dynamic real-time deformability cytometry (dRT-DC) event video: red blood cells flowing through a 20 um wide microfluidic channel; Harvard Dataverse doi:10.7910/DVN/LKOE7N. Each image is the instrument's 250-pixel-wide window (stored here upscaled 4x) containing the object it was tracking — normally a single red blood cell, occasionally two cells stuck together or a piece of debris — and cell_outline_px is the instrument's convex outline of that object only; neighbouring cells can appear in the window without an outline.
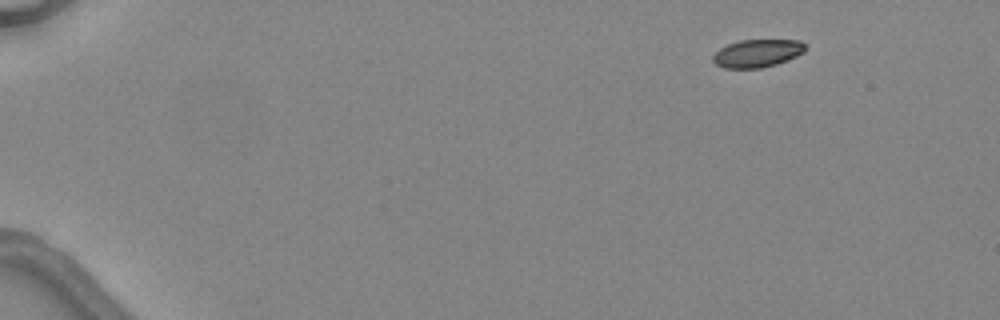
{"species": "common noctule bat (a hibernating species)", "species_latin": "Nyctalus noctula", "temperature_condition": "warm", "stored_images_in_passage": 4, "segment_of_instrument_passage": [1, 2], "camera_frame_rate_fps": 3000, "um_per_image_px": 0.085, "animal": {"sex": "female", "body_mass_g": 24.6, "forearm_length_mm": 56.2}, "frame": {"image": 1, "passage_image": 1, "time_ms": 0.0, "image_size_px": [1000, 320], "cell_outline_px": [[804, 52], [788, 60], [776, 64], [760, 68], [724, 68], [716, 64], [712, 60], [712, 56], [720, 48], [728, 44], [740, 40], [800, 40], [804, 44]], "centroid_in_image_um": [64.35, 4.53], "position_along_channel_um": 20.7, "area_um2": 14.91}}
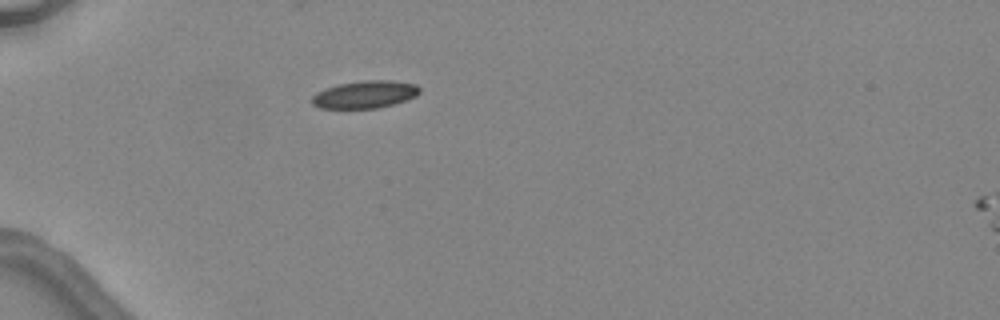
{"frame": {"image": 2, "passage_image": 3, "time_ms": 3.333, "image_size_px": [1000, 320], "cell_outline_px": [[420, 92], [416, 96], [392, 104], [376, 108], [320, 108], [312, 104], [312, 96], [316, 92], [324, 88], [340, 84], [364, 80], [392, 80], [416, 84], [420, 88]], "centroid_in_image_um": [31.01, 8.02], "position_along_channel_um": 54.0, "area_um2": 17.17}}